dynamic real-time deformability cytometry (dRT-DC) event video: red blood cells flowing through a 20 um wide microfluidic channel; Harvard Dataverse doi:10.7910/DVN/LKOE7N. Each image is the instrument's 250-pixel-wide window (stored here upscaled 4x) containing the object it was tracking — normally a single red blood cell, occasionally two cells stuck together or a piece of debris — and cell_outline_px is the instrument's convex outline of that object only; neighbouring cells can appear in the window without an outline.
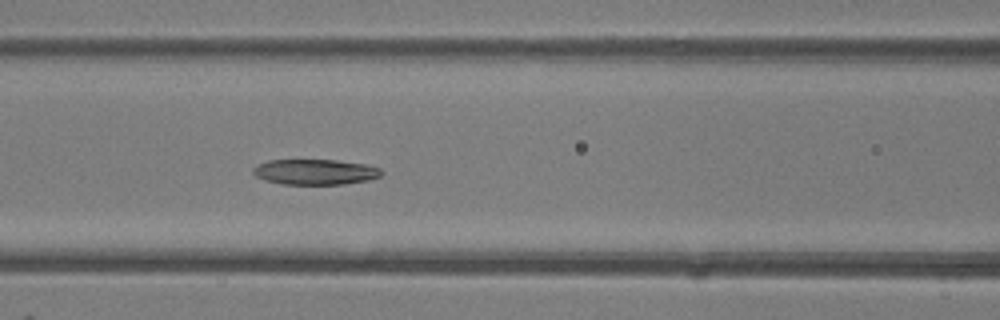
{"species": "common noctule bat (a hibernating species)", "species_latin": "Nyctalus noctula", "temperature_condition": "room temperature", "stored_images_in_passage": 49, "camera_frame_rate_fps": 3000, "um_per_image_px": 0.085, "animal": {"sex": "female"}, "frame": {"image": 1, "passage_image": 21, "time_ms": 6.667, "image_size_px": [1000, 320], "cell_outline_px": [[384, 172], [380, 176], [368, 180], [344, 184], [280, 184], [264, 180], [256, 176], [252, 172], [252, 168], [256, 164], [268, 160], [336, 160], [364, 164], [380, 168]], "centroid_in_image_um": [26.75, 14.61], "position_along_channel_um": 139.8, "area_um2": 19.13}}
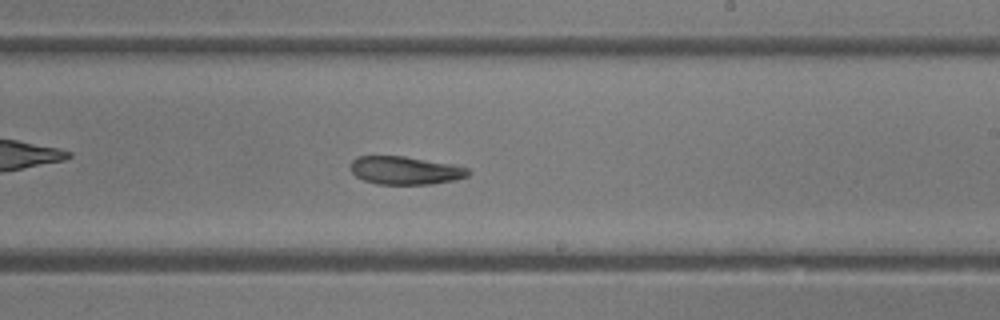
{"frame": {"image": 2, "passage_image": 29, "time_ms": 9.333, "image_size_px": [1000, 320], "cell_outline_px": [[472, 172], [468, 176], [456, 180], [432, 184], [376, 184], [364, 180], [356, 176], [348, 168], [352, 160], [356, 156], [404, 156], [452, 164], [468, 168]], "centroid_in_image_um": [34.44, 14.48], "position_along_channel_um": 254.6, "area_um2": 19.48}}
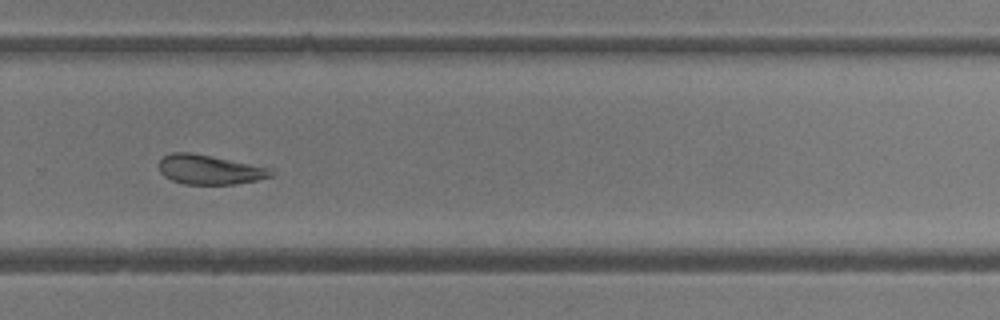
{"frame": {"image": 3, "passage_image": 33, "time_ms": 10.667, "image_size_px": [1000, 320], "cell_outline_px": [[276, 172], [272, 176], [256, 180], [236, 184], [184, 184], [172, 180], [164, 176], [160, 172], [160, 160], [164, 156], [172, 152], [188, 152], [272, 168]], "centroid_in_image_um": [17.83, 14.43], "position_along_channel_um": 312.0, "area_um2": 19.07}}